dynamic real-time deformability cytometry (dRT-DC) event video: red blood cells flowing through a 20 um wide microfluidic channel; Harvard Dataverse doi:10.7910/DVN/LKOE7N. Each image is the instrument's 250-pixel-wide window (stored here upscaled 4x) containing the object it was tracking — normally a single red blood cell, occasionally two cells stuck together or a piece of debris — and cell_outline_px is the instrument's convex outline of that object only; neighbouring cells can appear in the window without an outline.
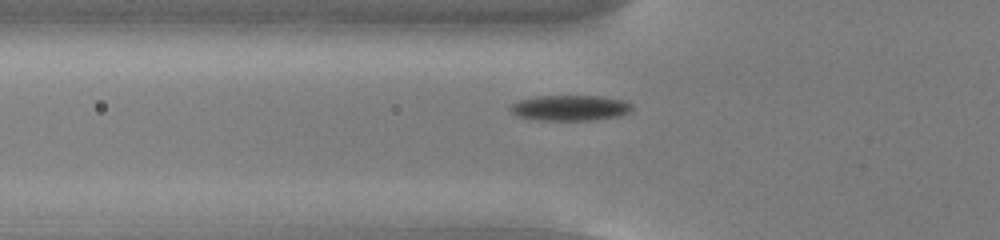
{"species": "common noctule bat (a hibernating species)", "species_latin": "Nyctalus noctula", "temperature_condition": "cold", "stored_images_in_passage": 41, "camera_frame_rate_fps": 3000, "um_per_image_px": 0.085, "animal": {"sex": "male", "body_mass_g": 13.0, "forearm_length_mm": 53.1}, "frame": {"image": 1, "passage_image": 5, "time_ms": 1.333, "image_size_px": [1000, 240], "cell_outline_px": [[632, 108], [628, 112], [620, 116], [592, 120], [536, 120], [516, 116], [508, 108], [512, 104], [520, 100], [536, 96], [600, 96], [624, 100], [632, 104]], "centroid_in_image_um": [48.44, 9.17], "position_along_channel_um": 77.4, "area_um2": 18.15}}
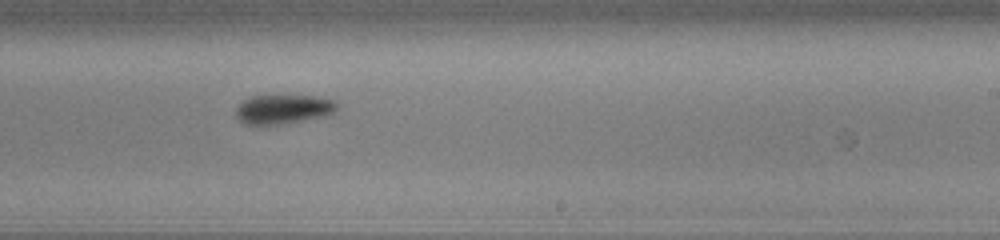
{"frame": {"image": 2, "passage_image": 20, "time_ms": 6.333, "image_size_px": [1000, 240], "cell_outline_px": [[340, 108], [328, 116], [288, 124], [244, 124], [236, 116], [236, 108], [244, 100], [252, 96], [312, 96], [336, 100], [340, 104]], "centroid_in_image_um": [24.17, 9.29], "position_along_channel_um": 264.8, "area_um2": 17.51}}
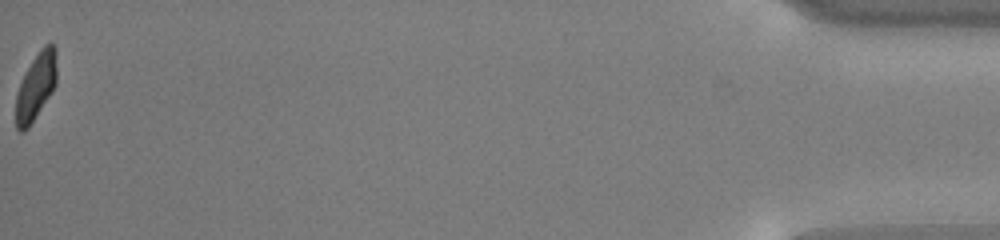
{"frame": {"image": 3, "passage_image": 41, "time_ms": 13.333, "image_size_px": [1000, 240], "cell_outline_px": [[56, 84], [28, 128], [24, 132], [20, 132], [16, 128], [16, 96], [20, 84], [32, 60], [40, 48], [44, 44], [52, 44], [56, 48]], "centroid_in_image_um": [3.05, 7.34], "position_along_channel_um": 432.1, "area_um2": 15.61}, "authors_computed_cell_mechanics": {"area_um2": 17.2244, "velocity_mm_per_s": 3.7592, "shape_relaxation_time_tau1_ms": 2.146, "shape_relaxation_time_tau2_ms": 10.225, "deformation_change_tau1": 0.1045, "deformation_change_tau2": 0.1778}}